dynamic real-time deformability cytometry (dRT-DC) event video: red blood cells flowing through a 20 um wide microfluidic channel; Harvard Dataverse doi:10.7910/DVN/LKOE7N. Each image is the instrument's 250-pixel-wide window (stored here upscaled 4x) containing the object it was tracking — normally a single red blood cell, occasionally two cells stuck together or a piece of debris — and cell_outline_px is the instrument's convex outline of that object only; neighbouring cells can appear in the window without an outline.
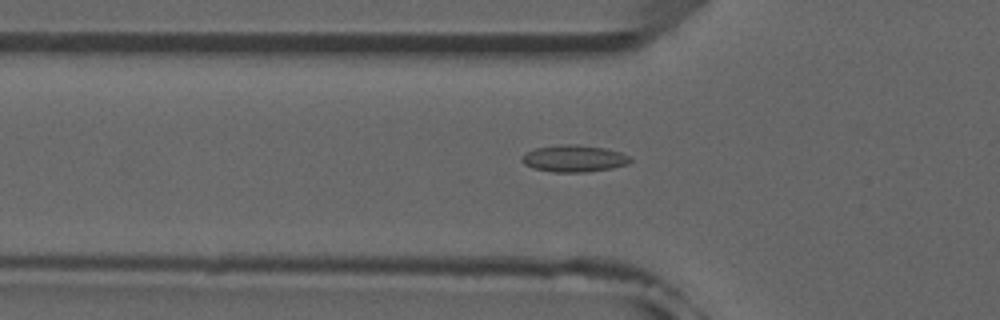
{"species": "common noctule bat (a hibernating species)", "species_latin": "Nyctalus noctula", "temperature_condition": "room temperature", "stored_images_in_passage": 47, "camera_frame_rate_fps": 3000, "um_per_image_px": 0.085, "animal": {"sex": "male", "forearm_length_mm": 52.5}, "frame": {"image": 1, "passage_image": 14, "time_ms": 4.333, "image_size_px": [1000, 320], "cell_outline_px": [[632, 160], [628, 164], [612, 168], [588, 172], [552, 172], [532, 168], [524, 164], [520, 160], [520, 156], [524, 152], [536, 148], [560, 144], [576, 144], [604, 148], [620, 152], [628, 156]], "centroid_in_image_um": [48.74, 13.47], "position_along_channel_um": 77.1, "area_um2": 17.17}}
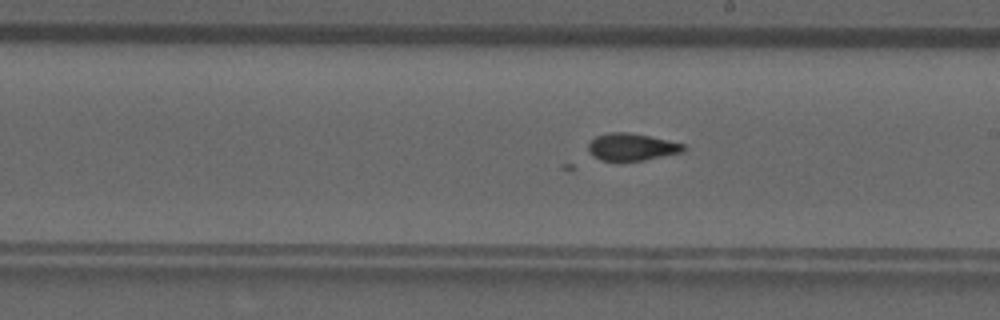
{"frame": {"image": 2, "passage_image": 26, "time_ms": 8.333, "image_size_px": [1000, 320], "cell_outline_px": [[684, 152], [644, 160], [600, 160], [592, 156], [588, 152], [588, 144], [596, 136], [608, 132], [628, 132], [668, 140], [684, 144]], "centroid_in_image_um": [53.67, 12.49], "position_along_channel_um": 235.3, "area_um2": 15.03}}
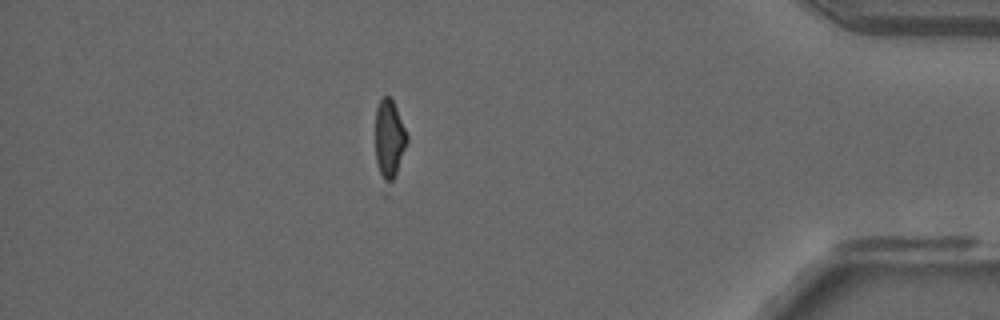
{"frame": {"image": 3, "passage_image": 42, "time_ms": 13.667, "image_size_px": [1000, 320], "cell_outline_px": [[408, 140], [396, 172], [392, 180], [384, 180], [376, 164], [376, 108], [380, 100], [384, 96], [388, 96], [392, 100], [396, 108], [408, 136]], "centroid_in_image_um": [33.08, 11.76], "position_along_channel_um": 402.1, "area_um2": 13.93}}